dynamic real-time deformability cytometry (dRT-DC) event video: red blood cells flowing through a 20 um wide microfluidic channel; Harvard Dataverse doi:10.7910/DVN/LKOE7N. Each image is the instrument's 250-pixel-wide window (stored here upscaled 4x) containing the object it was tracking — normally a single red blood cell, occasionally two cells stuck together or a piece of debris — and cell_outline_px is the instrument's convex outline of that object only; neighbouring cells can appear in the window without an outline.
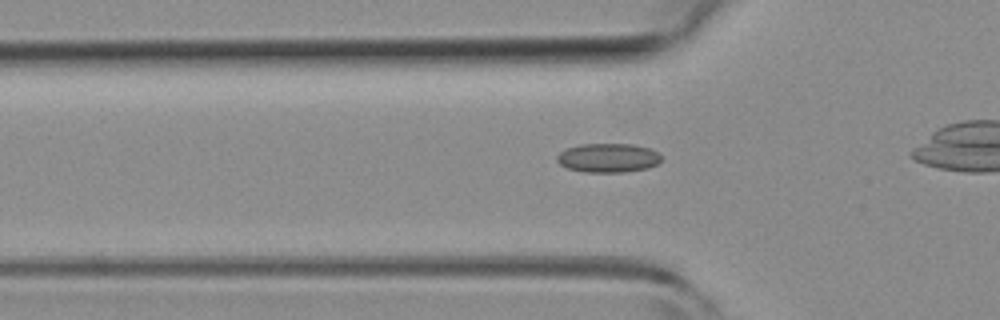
{"species": "common noctule bat (a hibernating species)", "species_latin": "Nyctalus noctula", "temperature_condition": "room temperature", "stored_images_in_passage": 32, "camera_frame_rate_fps": 3000, "um_per_image_px": 0.085, "animal": {"sex": "female", "body_mass_g": 19.3, "forearm_length_mm": 54.1}, "frame": {"image": 1, "passage_image": 8, "time_ms": 2.333, "image_size_px": [1000, 320], "cell_outline_px": [[660, 160], [656, 164], [648, 168], [624, 172], [584, 172], [568, 168], [560, 164], [556, 160], [556, 156], [560, 152], [568, 148], [580, 144], [636, 144], [652, 148], [660, 156]], "centroid_in_image_um": [51.69, 13.41], "position_along_channel_um": 74.1, "area_um2": 17.69}}
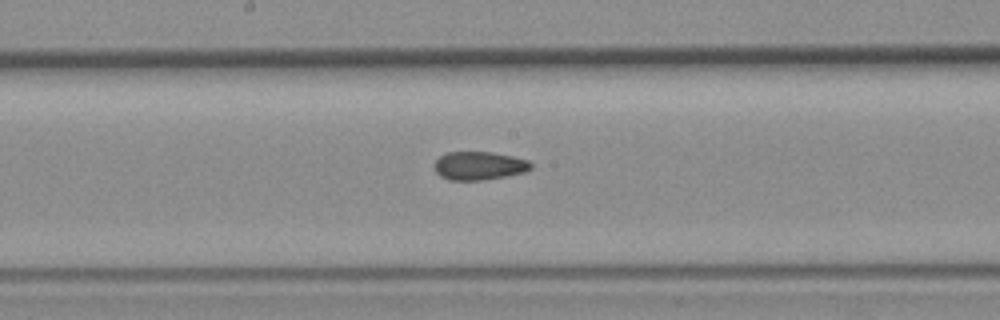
{"frame": {"image": 2, "passage_image": 18, "time_ms": 5.667, "image_size_px": [1000, 320], "cell_outline_px": [[532, 168], [524, 172], [508, 176], [484, 180], [448, 180], [440, 176], [436, 172], [436, 160], [440, 156], [448, 152], [492, 152], [512, 156], [528, 160], [532, 164]], "centroid_in_image_um": [40.75, 14.09], "position_along_channel_um": 207.5, "area_um2": 15.95}}
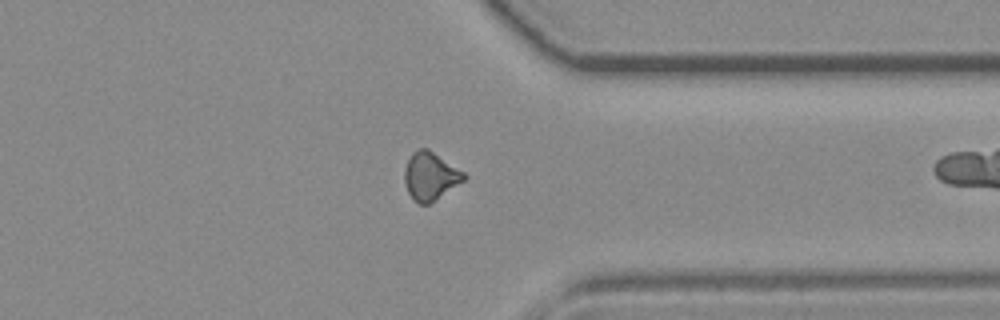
{"frame": {"image": 3, "passage_image": 31, "time_ms": 10.0, "image_size_px": [1000, 320], "cell_outline_px": [[468, 176], [464, 180], [428, 204], [420, 204], [408, 192], [404, 180], [404, 168], [412, 152], [420, 148], [428, 148], [464, 172]], "centroid_in_image_um": [36.57, 14.94], "position_along_channel_um": 374.8, "area_um2": 16.3}}